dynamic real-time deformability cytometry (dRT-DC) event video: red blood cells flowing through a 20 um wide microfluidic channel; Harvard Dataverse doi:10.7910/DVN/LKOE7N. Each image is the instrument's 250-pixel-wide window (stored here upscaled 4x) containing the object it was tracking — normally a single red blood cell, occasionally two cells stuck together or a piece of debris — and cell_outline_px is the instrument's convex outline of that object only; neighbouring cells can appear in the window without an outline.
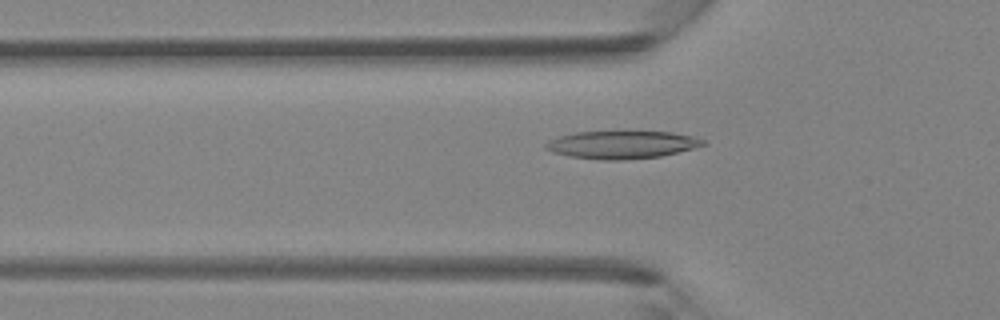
{"species": "Egyptian fruit bat (a non-hibernating species)", "species_latin": "Rousettus aegyptiacus", "temperature_condition": "room temperature", "stored_images_in_passage": 44, "camera_frame_rate_fps": 3000, "um_per_image_px": 0.085, "animal": {"sex": "female"}, "frame": {"image": 1, "passage_image": 15, "time_ms": 4.667, "image_size_px": [1000, 320], "cell_outline_px": [[708, 144], [660, 156], [620, 160], [604, 160], [572, 156], [552, 152], [544, 148], [544, 144], [548, 140], [560, 136], [576, 132], [672, 132], [692, 136], [704, 140]], "centroid_in_image_um": [52.83, 12.3], "position_along_channel_um": 73.0, "area_um2": 25.09}}
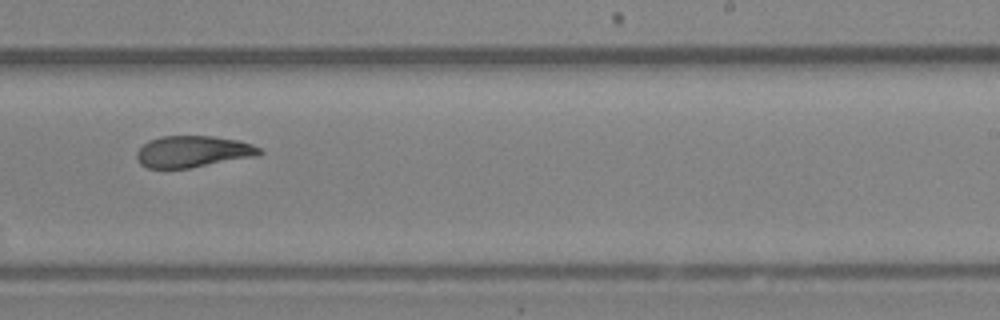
{"frame": {"image": 2, "passage_image": 28, "time_ms": 9.0, "image_size_px": [1000, 320], "cell_outline_px": [[264, 152], [260, 156], [188, 168], [148, 168], [140, 164], [136, 156], [136, 152], [148, 140], [160, 136], [212, 136], [240, 140], [252, 144], [260, 148]], "centroid_in_image_um": [16.44, 12.88], "position_along_channel_um": 272.6, "area_um2": 22.77}}
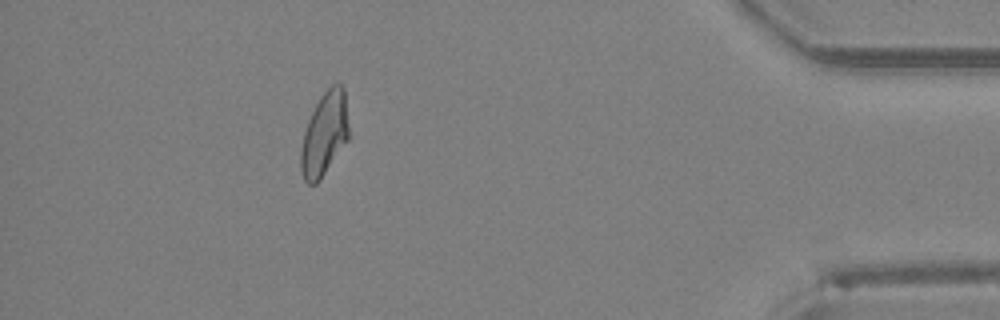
{"frame": {"image": 3, "passage_image": 40, "time_ms": 13.0, "image_size_px": [1000, 320], "cell_outline_px": [[348, 140], [320, 180], [316, 184], [308, 184], [304, 180], [300, 172], [300, 148], [304, 132], [308, 120], [320, 96], [332, 84], [340, 84], [344, 88], [348, 124]], "centroid_in_image_um": [27.56, 11.43], "position_along_channel_um": 407.6, "area_um2": 23.35}}